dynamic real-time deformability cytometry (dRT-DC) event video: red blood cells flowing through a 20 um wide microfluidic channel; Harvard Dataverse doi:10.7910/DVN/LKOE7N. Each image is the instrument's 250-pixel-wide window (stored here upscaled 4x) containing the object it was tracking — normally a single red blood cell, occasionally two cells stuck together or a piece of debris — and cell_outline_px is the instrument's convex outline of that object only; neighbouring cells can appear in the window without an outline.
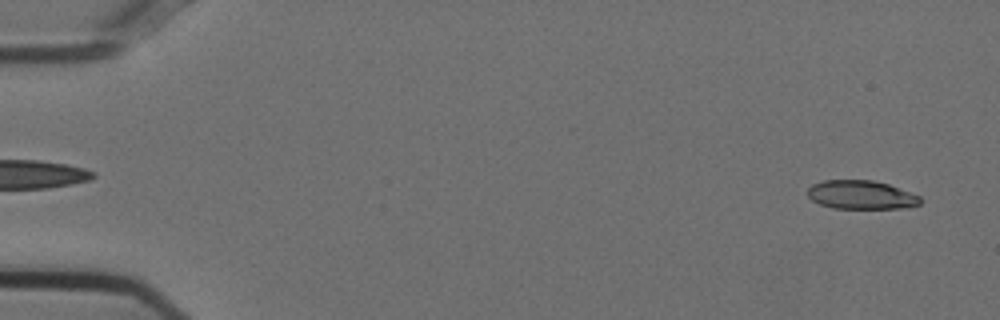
{"species": "Egyptian fruit bat (a non-hibernating species)", "species_latin": "Rousettus aegyptiacus", "temperature_condition": "cold", "stored_images_in_passage": 53, "camera_frame_rate_fps": 3000, "um_per_image_px": 0.085, "animal": {"sex": "female"}, "frame": {"image": 1, "passage_image": 2, "time_ms": 0.333, "image_size_px": [1000, 320], "cell_outline_px": [[920, 204], [900, 208], [832, 208], [820, 204], [812, 200], [808, 196], [808, 188], [812, 184], [824, 180], [872, 180], [888, 184], [920, 196]], "centroid_in_image_um": [73.16, 16.55], "position_along_channel_um": 11.8, "area_um2": 18.67}}
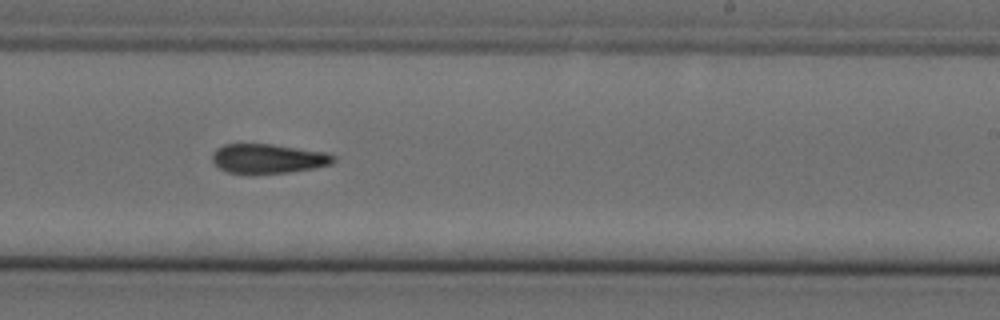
{"frame": {"image": 2, "passage_image": 33, "time_ms": 10.667, "image_size_px": [1000, 320], "cell_outline_px": [[336, 160], [332, 164], [316, 168], [288, 172], [228, 172], [220, 168], [212, 160], [212, 152], [216, 148], [224, 144], [272, 144], [328, 152], [336, 156]], "centroid_in_image_um": [22.85, 13.45], "position_along_channel_um": 266.2, "area_um2": 20.63}}
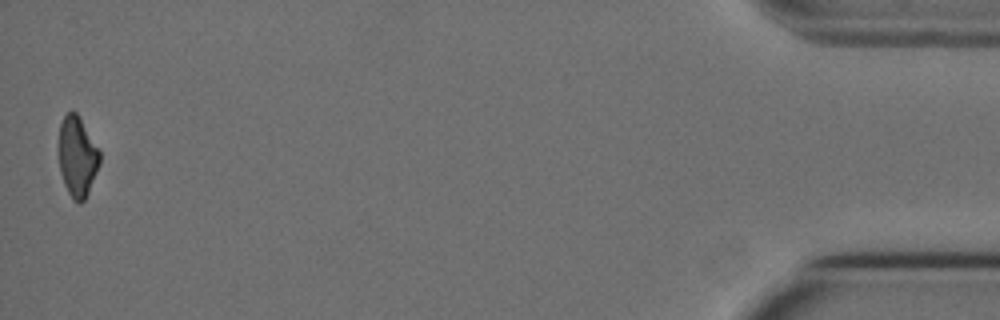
{"frame": {"image": 3, "passage_image": 53, "time_ms": 17.333, "image_size_px": [1000, 320], "cell_outline_px": [[100, 164], [88, 192], [84, 200], [80, 204], [72, 200], [64, 184], [60, 172], [60, 124], [64, 116], [68, 112], [76, 112], [100, 148]], "centroid_in_image_um": [6.6, 13.33], "position_along_channel_um": 428.6, "area_um2": 19.07}}